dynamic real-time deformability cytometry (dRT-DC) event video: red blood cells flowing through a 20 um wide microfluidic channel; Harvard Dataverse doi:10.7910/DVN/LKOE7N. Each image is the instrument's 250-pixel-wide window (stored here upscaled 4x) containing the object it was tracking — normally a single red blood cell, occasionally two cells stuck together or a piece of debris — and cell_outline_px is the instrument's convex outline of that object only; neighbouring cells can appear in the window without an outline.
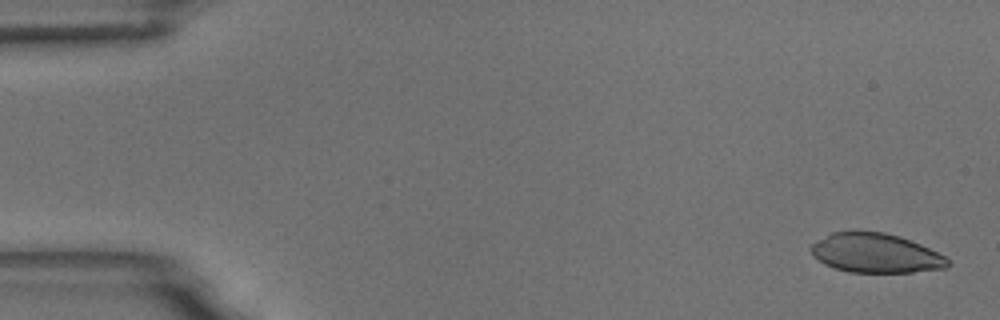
{"species": "common noctule bat (a hibernating species)", "species_latin": "Nyctalus noctula", "temperature_condition": "room temperature", "stored_images_in_passage": 58, "camera_frame_rate_fps": 3000, "um_per_image_px": 0.085, "animal": {"sex": "male", "body_mass_g": 18.8}, "frame": {"image": 1, "passage_image": 2, "time_ms": 0.333, "image_size_px": [1000, 320], "cell_outline_px": [[952, 264], [948, 268], [912, 272], [848, 272], [824, 264], [812, 256], [808, 248], [812, 244], [832, 232], [852, 228], [860, 228], [884, 232], [900, 236], [920, 244], [944, 256]], "centroid_in_image_um": [74.38, 21.48], "position_along_channel_um": 10.6, "area_um2": 32.08}}
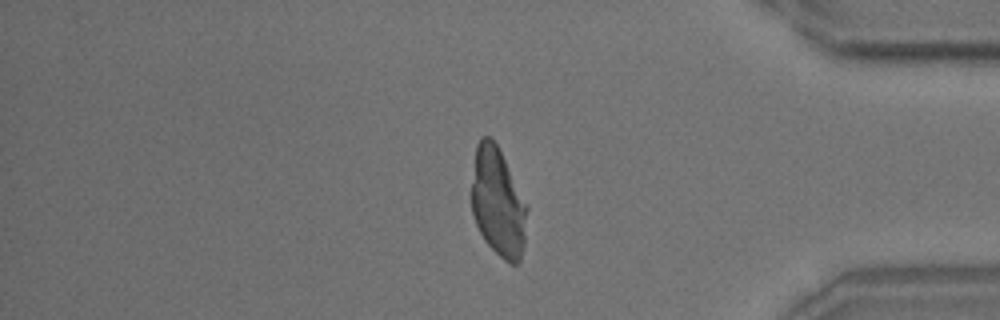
{"frame": {"image": 2, "passage_image": 49, "time_ms": 16.0, "image_size_px": [1000, 320], "cell_outline_px": [[528, 208], [524, 244], [520, 260], [516, 264], [508, 264], [484, 240], [472, 216], [472, 184], [476, 144], [480, 136], [492, 136], [528, 204]], "centroid_in_image_um": [42.34, 17.2], "position_along_channel_um": 392.9, "area_um2": 35.32}}
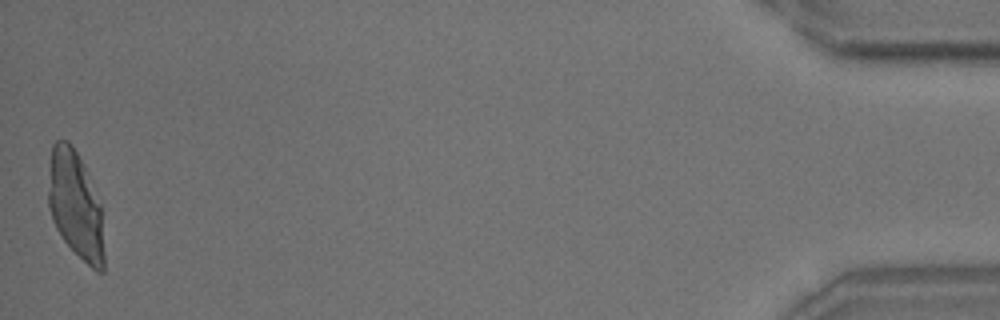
{"frame": {"image": 3, "passage_image": 58, "time_ms": 19.0, "image_size_px": [1000, 320], "cell_outline_px": [[104, 272], [96, 272], [64, 240], [56, 228], [52, 220], [48, 208], [48, 192], [52, 144], [56, 140], [68, 140], [72, 144], [84, 168], [100, 204], [104, 252]], "centroid_in_image_um": [6.4, 17.44], "position_along_channel_um": 428.8, "area_um2": 34.28}}